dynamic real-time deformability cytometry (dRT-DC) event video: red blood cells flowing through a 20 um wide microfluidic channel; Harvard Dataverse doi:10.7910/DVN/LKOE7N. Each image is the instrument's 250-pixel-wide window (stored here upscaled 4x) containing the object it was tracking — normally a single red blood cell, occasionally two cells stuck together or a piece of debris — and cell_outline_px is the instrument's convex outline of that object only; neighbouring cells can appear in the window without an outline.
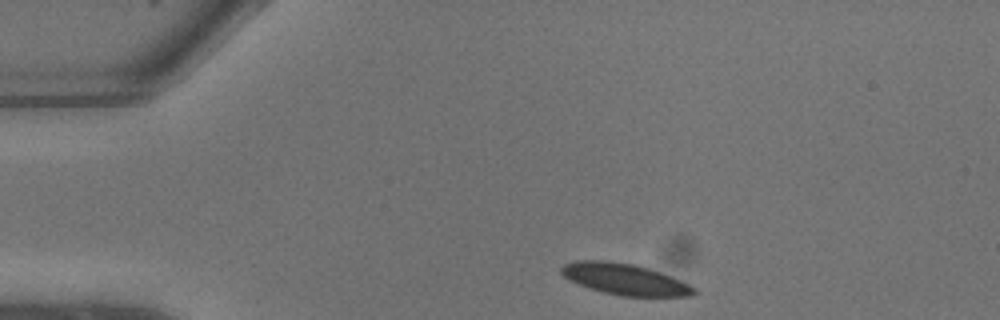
{"species": "common noctule bat (a hibernating species)", "species_latin": "Nyctalus noctula", "temperature_condition": "warm", "stored_images_in_passage": 5, "camera_frame_rate_fps": 3000, "um_per_image_px": 0.085, "animal": {"sex": "male", "body_mass_g": 13.3}, "frame": {"image": 1, "passage_image": 1, "time_ms": 0.0, "image_size_px": [1000, 320], "cell_outline_px": [[696, 292], [692, 296], [620, 296], [588, 288], [568, 280], [560, 272], [560, 268], [564, 264], [576, 260], [608, 260], [632, 264], [648, 268], [680, 280], [696, 288]], "centroid_in_image_um": [53.06, 23.73], "position_along_channel_um": 31.9, "area_um2": 24.1}}
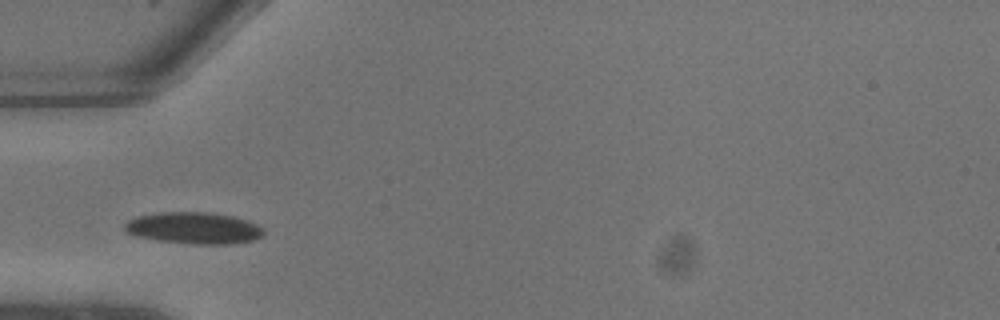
{"frame": {"image": 2, "passage_image": 4, "time_ms": 1.0, "image_size_px": [1000, 320], "cell_outline_px": [[264, 232], [260, 236], [252, 240], [236, 244], [192, 244], [160, 240], [136, 236], [128, 232], [124, 228], [124, 224], [128, 220], [136, 216], [160, 212], [212, 212], [232, 216], [256, 224], [264, 228]], "centroid_in_image_um": [16.47, 19.38], "position_along_channel_um": 68.5, "area_um2": 25.55}}